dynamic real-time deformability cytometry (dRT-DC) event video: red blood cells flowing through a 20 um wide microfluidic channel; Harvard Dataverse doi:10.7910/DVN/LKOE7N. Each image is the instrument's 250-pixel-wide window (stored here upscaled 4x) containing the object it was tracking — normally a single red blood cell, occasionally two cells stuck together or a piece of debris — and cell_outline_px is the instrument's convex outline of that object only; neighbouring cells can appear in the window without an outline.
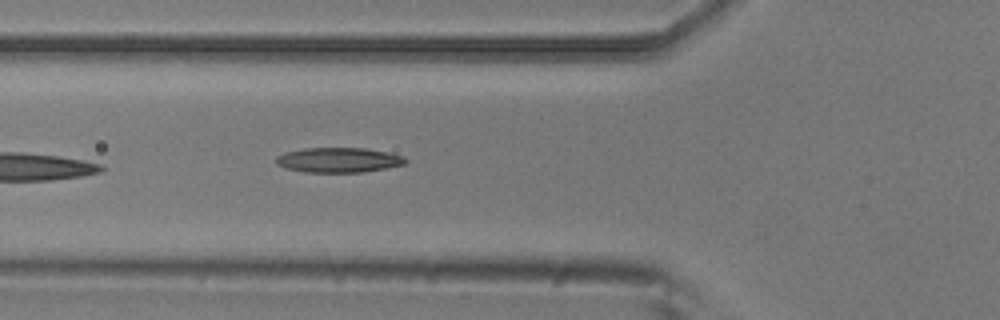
{"species": "common noctule bat (a hibernating species)", "species_latin": "Nyctalus noctula", "temperature_condition": "room temperature", "stored_images_in_passage": 3, "camera_frame_rate_fps": 3000, "um_per_image_px": 0.085, "animal": {"sex": "male", "body_mass_g": 20.5, "forearm_length_mm": 52.5}, "frame": {"image": 1, "passage_image": 3, "time_ms": 0.667, "image_size_px": [1000, 320], "cell_outline_px": [[408, 160], [404, 164], [388, 168], [364, 172], [304, 172], [284, 168], [276, 164], [276, 156], [284, 152], [304, 148], [364, 148], [388, 152], [404, 156]], "centroid_in_image_um": [28.77, 13.6], "position_along_channel_um": 97.0, "area_um2": 18.96}}